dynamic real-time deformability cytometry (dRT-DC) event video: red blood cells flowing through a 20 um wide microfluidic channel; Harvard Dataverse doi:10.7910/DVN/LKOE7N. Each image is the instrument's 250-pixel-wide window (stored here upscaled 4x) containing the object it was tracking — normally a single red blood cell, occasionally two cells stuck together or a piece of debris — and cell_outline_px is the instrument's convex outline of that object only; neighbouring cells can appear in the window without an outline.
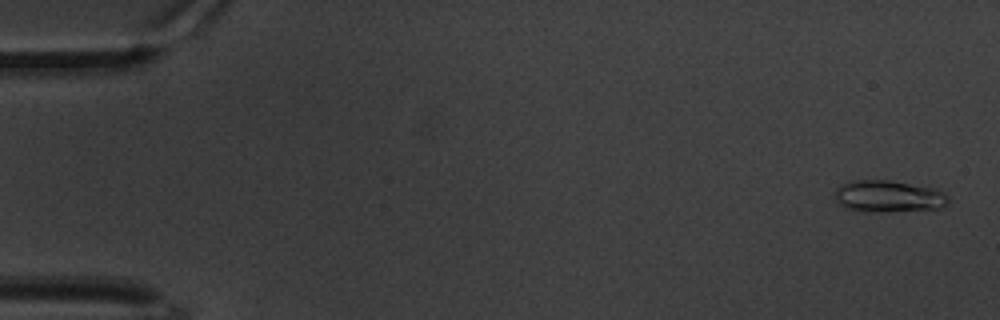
{"species": "common noctule bat (a hibernating species)", "species_latin": "Nyctalus noctula", "temperature_condition": "warm", "stored_images_in_passage": 59, "camera_frame_rate_fps": 3000, "um_per_image_px": 0.085, "animal": {"sex": "male", "body_mass_g": 20.1, "forearm_length_mm": 53.5}, "frame": {"image": 1, "passage_image": 2, "time_ms": 0.333, "image_size_px": [1000, 320], "cell_outline_px": [[948, 204], [940, 208], [876, 212], [860, 212], [844, 208], [836, 200], [836, 188], [852, 180], [888, 180], [936, 188], [944, 192], [948, 196]], "centroid_in_image_um": [75.52, 16.69], "position_along_channel_um": 9.5, "area_um2": 21.1}}
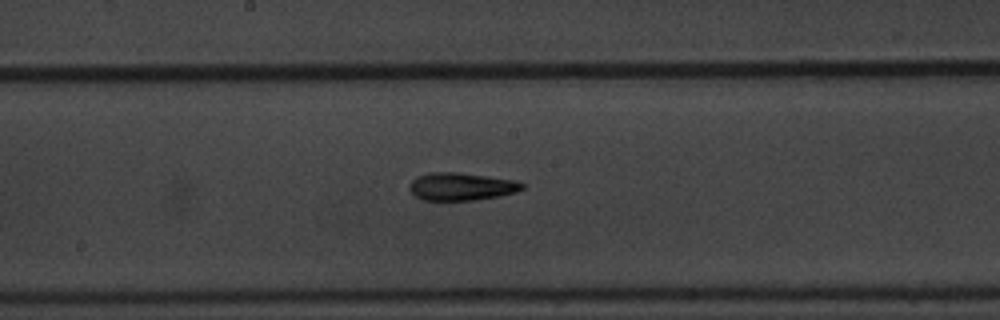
{"frame": {"image": 2, "passage_image": 33, "time_ms": 10.667, "image_size_px": [1000, 320], "cell_outline_px": [[524, 188], [516, 192], [500, 196], [472, 200], [424, 200], [416, 196], [408, 188], [412, 180], [416, 176], [428, 172], [456, 172], [516, 180], [524, 184]], "centroid_in_image_um": [39.2, 15.85], "position_along_channel_um": 209.0, "area_um2": 18.21}}
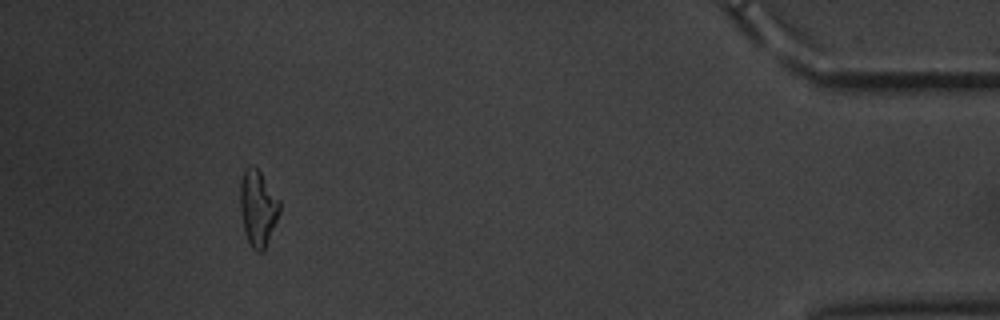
{"frame": {"image": 3, "passage_image": 57, "time_ms": 18.667, "image_size_px": [1000, 320], "cell_outline_px": [[280, 212], [264, 252], [256, 252], [252, 248], [244, 232], [240, 212], [240, 180], [244, 168], [248, 164], [252, 164], [260, 172], [280, 200]], "centroid_in_image_um": [21.91, 17.68], "position_along_channel_um": 413.3, "area_um2": 17.74}, "authors_computed_cell_mechanics": {"area_um2": 17.629, "velocity_mm_per_s": 3.2891, "shape_relaxation_time_tau1_ms": 4.3907, "shape_relaxation_time_tau2_ms": 5.0311, "deformation_change_tau1": 0.189, "deformation_change_tau2": 0.1566}}